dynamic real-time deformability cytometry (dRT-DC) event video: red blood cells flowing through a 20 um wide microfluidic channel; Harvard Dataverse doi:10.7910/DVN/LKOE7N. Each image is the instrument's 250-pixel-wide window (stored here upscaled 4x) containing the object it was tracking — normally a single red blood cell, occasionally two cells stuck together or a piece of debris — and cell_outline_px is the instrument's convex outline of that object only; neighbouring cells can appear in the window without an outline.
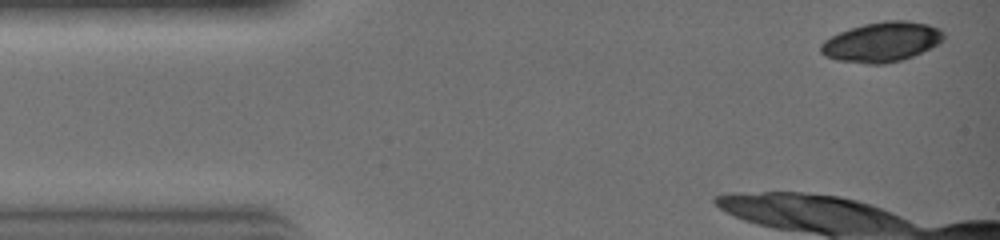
{"species": "common noctule bat (a hibernating species)", "species_latin": "Nyctalus noctula", "temperature_condition": "warm", "stored_images_in_passage": 26, "camera_frame_rate_fps": 3000, "um_per_image_px": 0.085, "animal": {"sex": "female", "body_mass_g": 19.0, "forearm_length_mm": 51.5}, "frame": {"image": 1, "passage_image": 1, "time_ms": 0.0, "image_size_px": [1000, 240], "cell_outline_px": [[944, 36], [936, 44], [912, 56], [900, 60], [880, 64], [868, 64], [836, 60], [824, 56], [820, 52], [820, 44], [824, 40], [840, 32], [864, 24], [884, 20], [908, 20], [928, 24], [940, 28], [944, 32]], "centroid_in_image_um": [74.91, 3.55], "position_along_channel_um": 10.1, "area_um2": 28.26}}